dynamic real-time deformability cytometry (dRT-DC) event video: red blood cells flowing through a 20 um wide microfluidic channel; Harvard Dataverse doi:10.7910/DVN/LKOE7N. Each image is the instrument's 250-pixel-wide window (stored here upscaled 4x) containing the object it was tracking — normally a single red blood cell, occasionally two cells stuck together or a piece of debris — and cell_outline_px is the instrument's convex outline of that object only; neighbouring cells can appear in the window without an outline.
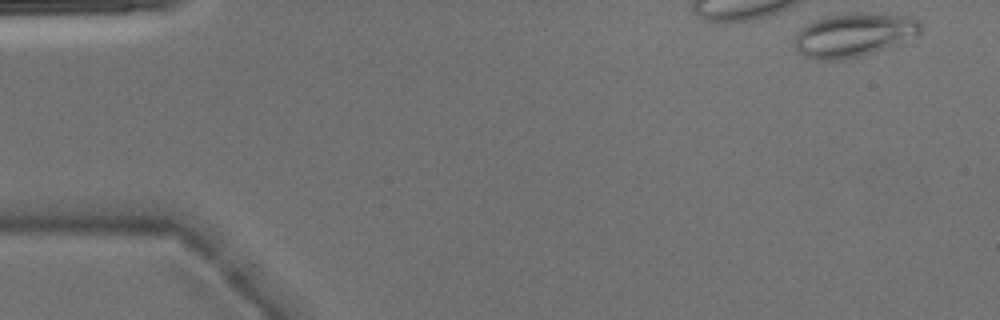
{"species": "Egyptian fruit bat (a non-hibernating species)", "species_latin": "Rousettus aegyptiacus", "temperature_condition": "warm", "stored_images_in_passage": 13, "camera_frame_rate_fps": 3000, "um_per_image_px": 0.085, "animal": {"sex": "male"}, "frame": {"image": 1, "passage_image": 1, "time_ms": 0.0, "image_size_px": [1000, 320], "cell_outline_px": [[920, 32], [860, 56], [840, 60], [816, 60], [804, 56], [792, 44], [800, 28], [812, 20], [828, 16], [852, 12], [856, 12], [912, 16], [920, 20]], "centroid_in_image_um": [72.46, 2.94], "position_along_channel_um": 12.5, "area_um2": 31.5}}